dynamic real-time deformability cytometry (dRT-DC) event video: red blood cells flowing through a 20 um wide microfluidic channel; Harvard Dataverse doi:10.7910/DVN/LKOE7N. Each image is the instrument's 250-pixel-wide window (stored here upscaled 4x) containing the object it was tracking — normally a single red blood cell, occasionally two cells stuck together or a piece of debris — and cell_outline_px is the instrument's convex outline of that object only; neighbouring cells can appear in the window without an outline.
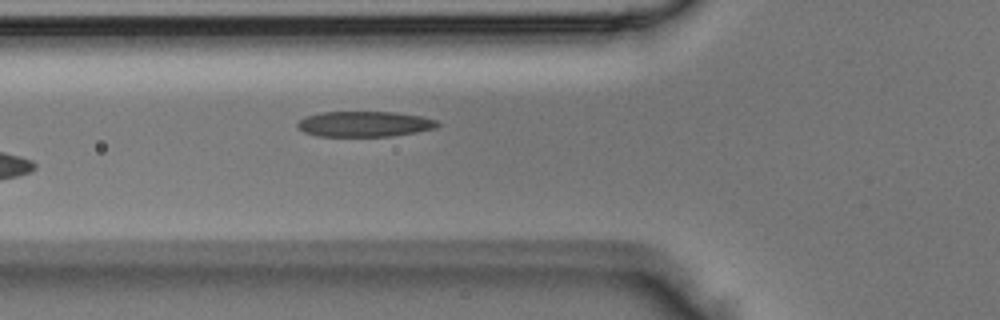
{"species": "Egyptian fruit bat (a non-hibernating species)", "species_latin": "Rousettus aegyptiacus", "temperature_condition": "room temperature", "stored_images_in_passage": 4, "camera_frame_rate_fps": 3000, "um_per_image_px": 0.085, "animal": {"sex": "male"}, "frame": {"image": 1, "passage_image": 4, "time_ms": 1.0, "image_size_px": [1000, 320], "cell_outline_px": [[440, 124], [436, 128], [416, 132], [392, 136], [316, 136], [304, 132], [296, 128], [296, 124], [304, 116], [320, 112], [396, 112], [420, 116], [436, 120]], "centroid_in_image_um": [30.94, 10.54], "position_along_channel_um": 94.9, "area_um2": 20.92}}